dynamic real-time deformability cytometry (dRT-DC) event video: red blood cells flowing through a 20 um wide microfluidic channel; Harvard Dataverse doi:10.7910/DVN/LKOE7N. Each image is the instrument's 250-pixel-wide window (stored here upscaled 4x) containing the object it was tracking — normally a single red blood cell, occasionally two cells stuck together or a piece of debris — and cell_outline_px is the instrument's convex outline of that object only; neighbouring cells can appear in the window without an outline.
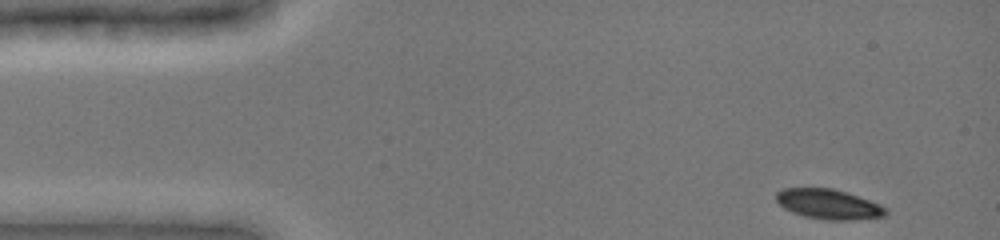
{"species": "common noctule bat (a hibernating species)", "species_latin": "Nyctalus noctula", "temperature_condition": "cold", "stored_images_in_passage": 8, "camera_frame_rate_fps": 3000, "um_per_image_px": 0.085, "animal": {"sex": "female", "body_mass_g": 19.0, "forearm_length_mm": 51.5}, "frame": {"image": 1, "passage_image": 1, "time_ms": 0.0, "image_size_px": [1000, 240], "cell_outline_px": [[888, 212], [884, 216], [852, 220], [824, 220], [804, 216], [792, 212], [784, 208], [776, 200], [776, 192], [784, 188], [832, 188], [848, 192], [880, 204]], "centroid_in_image_um": [70.42, 17.35], "position_along_channel_um": 14.6, "area_um2": 19.13}}